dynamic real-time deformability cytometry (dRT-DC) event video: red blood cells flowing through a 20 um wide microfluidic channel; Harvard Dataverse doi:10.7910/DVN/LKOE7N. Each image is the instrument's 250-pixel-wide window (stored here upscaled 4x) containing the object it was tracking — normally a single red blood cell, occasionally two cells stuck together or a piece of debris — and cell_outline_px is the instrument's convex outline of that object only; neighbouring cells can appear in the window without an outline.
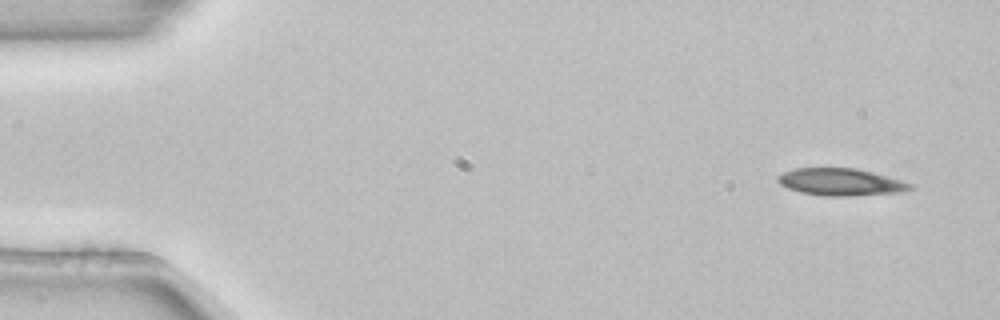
{"species": "common noctule bat (a hibernating species)", "species_latin": "Nyctalus noctula", "temperature_condition": "room temperature", "stored_images_in_passage": 4, "camera_frame_rate_fps": 3000, "um_per_image_px": 0.085, "animal": {"sex": "female", "body_mass_g": 22.7, "forearm_length_mm": 54.2}, "frame": {"image": 1, "passage_image": 1, "time_ms": 0.0, "image_size_px": [1000, 320], "cell_outline_px": [[912, 188], [904, 192], [848, 196], [824, 196], [800, 192], [788, 188], [780, 184], [776, 180], [776, 176], [792, 168], [856, 168], [872, 172], [900, 180], [912, 184]], "centroid_in_image_um": [71.42, 15.47], "position_along_channel_um": 13.6, "area_um2": 20.98}}
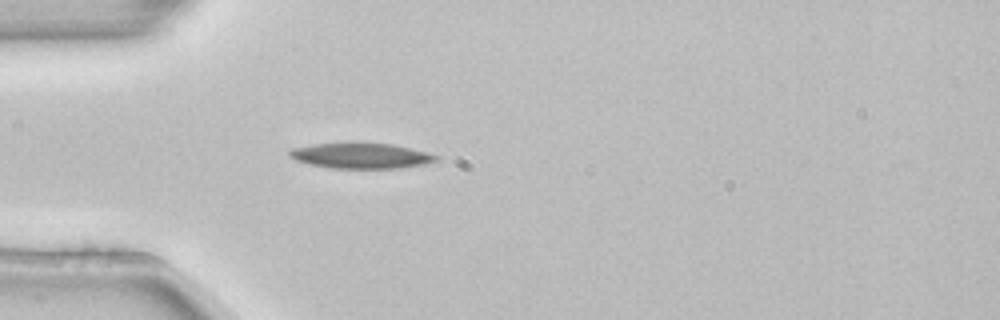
{"frame": {"image": 2, "passage_image": 4, "time_ms": 1.0, "image_size_px": [1000, 320], "cell_outline_px": [[440, 160], [424, 164], [396, 168], [328, 168], [308, 164], [296, 160], [288, 156], [288, 152], [292, 148], [316, 144], [392, 144], [440, 156]], "centroid_in_image_um": [30.66, 13.26], "position_along_channel_um": 54.3, "area_um2": 21.27}}